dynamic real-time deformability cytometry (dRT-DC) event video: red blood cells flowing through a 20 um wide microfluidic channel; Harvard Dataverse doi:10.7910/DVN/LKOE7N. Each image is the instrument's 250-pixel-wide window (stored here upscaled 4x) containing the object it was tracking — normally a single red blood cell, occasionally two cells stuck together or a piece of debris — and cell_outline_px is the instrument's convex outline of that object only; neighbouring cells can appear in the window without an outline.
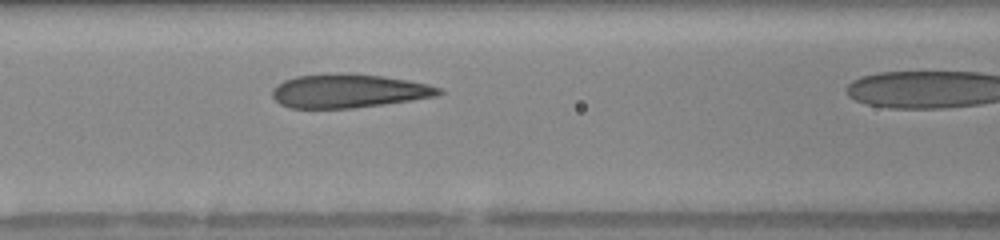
{"species": "human", "species_latin": "Homo sapiens", "temperature_condition": "warm", "stored_images_in_passage": 27, "camera_frame_rate_fps": 3000, "um_per_image_px": 0.085, "donor": {"sex": "female"}, "frame": {"image": 1, "passage_image": 8, "time_ms": 2.333, "image_size_px": [1000, 240], "cell_outline_px": [[444, 92], [436, 96], [412, 100], [384, 104], [352, 108], [292, 108], [280, 104], [272, 96], [272, 88], [276, 84], [284, 80], [296, 76], [340, 72], [384, 76], [408, 80], [428, 84], [440, 88]], "centroid_in_image_um": [29.61, 7.72], "position_along_channel_um": 137.0, "area_um2": 32.89}}